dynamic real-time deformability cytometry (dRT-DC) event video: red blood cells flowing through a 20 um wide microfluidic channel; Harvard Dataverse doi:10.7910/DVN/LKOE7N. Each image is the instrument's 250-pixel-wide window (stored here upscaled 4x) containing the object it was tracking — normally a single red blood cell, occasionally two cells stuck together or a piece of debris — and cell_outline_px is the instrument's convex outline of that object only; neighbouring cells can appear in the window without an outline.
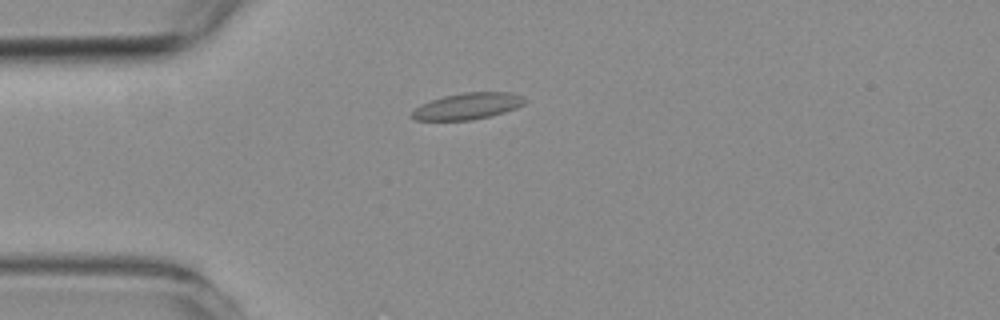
{"species": "common noctule bat (a hibernating species)", "species_latin": "Nyctalus noctula", "temperature_condition": "room temperature", "stored_images_in_passage": 2, "camera_frame_rate_fps": 3000, "um_per_image_px": 0.085, "animal": {"sex": "female", "body_mass_g": 19.3, "forearm_length_mm": 54.1}, "frame": {"image": 1, "passage_image": 1, "time_ms": 0.0, "image_size_px": [1000, 320], "cell_outline_px": [[528, 100], [524, 104], [516, 108], [504, 112], [472, 120], [416, 120], [408, 116], [420, 104], [444, 96], [464, 92], [512, 92]], "centroid_in_image_um": [39.74, 9.02], "position_along_channel_um": 45.3, "area_um2": 17.34}}
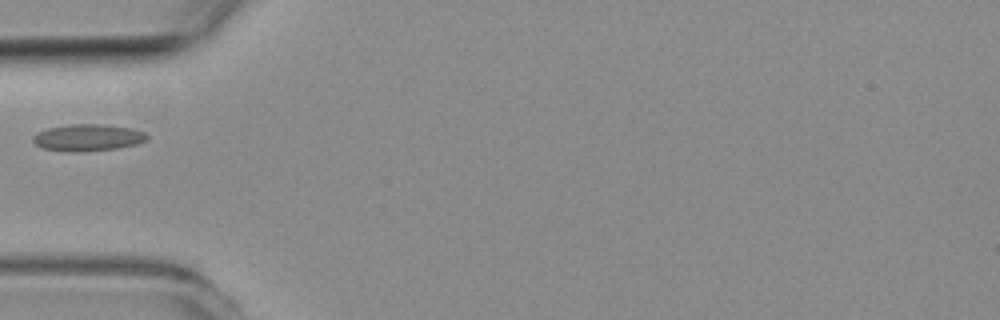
{"frame": {"image": 2, "passage_image": 2, "time_ms": 1.333, "image_size_px": [1000, 320], "cell_outline_px": [[148, 140], [136, 144], [116, 148], [84, 152], [68, 152], [40, 148], [32, 140], [32, 136], [36, 132], [48, 128], [68, 124], [100, 124], [132, 128], [144, 132], [148, 136]], "centroid_in_image_um": [7.43, 11.7], "position_along_channel_um": 77.6, "area_um2": 18.03}}